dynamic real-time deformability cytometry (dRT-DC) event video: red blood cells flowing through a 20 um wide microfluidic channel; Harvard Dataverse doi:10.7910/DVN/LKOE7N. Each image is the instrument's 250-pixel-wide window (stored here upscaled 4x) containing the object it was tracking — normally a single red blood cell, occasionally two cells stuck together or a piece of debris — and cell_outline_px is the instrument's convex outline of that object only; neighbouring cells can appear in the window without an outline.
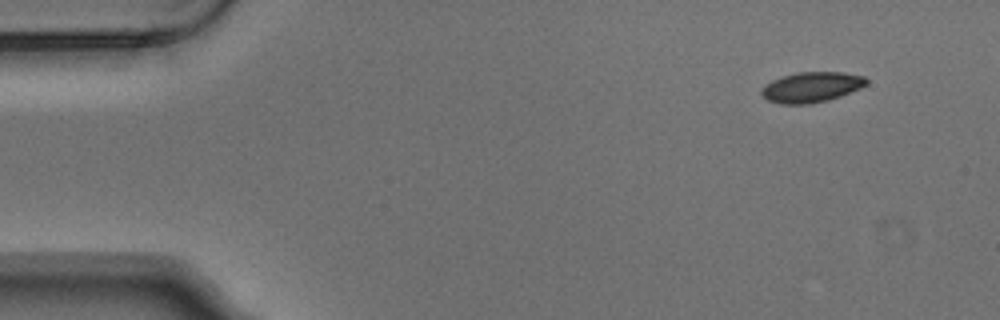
{"species": "Egyptian fruit bat (a non-hibernating species)", "species_latin": "Rousettus aegyptiacus", "temperature_condition": "warm", "stored_images_in_passage": 6, "segment_of_instrument_passage": [2, 2], "camera_frame_rate_fps": 3000, "um_per_image_px": 0.085, "animal": {"sex": "male"}, "frame": {"image": 1, "passage_image": 6, "time_ms": 1.667, "image_size_px": [1000, 320], "cell_outline_px": [[868, 84], [860, 88], [840, 96], [828, 100], [808, 104], [780, 104], [768, 100], [760, 92], [772, 80], [796, 72], [844, 72], [864, 76], [868, 80]], "centroid_in_image_um": [69.02, 7.4], "position_along_channel_um": 16.0, "area_um2": 18.38}}